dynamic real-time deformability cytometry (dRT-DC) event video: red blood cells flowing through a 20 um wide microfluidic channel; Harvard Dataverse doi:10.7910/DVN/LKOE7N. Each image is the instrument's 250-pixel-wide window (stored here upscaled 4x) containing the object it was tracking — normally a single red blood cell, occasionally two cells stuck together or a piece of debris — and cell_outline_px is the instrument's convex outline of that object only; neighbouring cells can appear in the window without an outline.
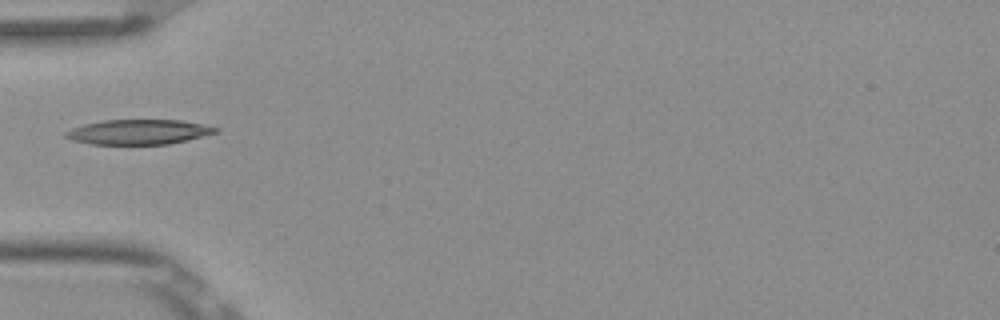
{"species": "Egyptian fruit bat (a non-hibernating species)", "species_latin": "Rousettus aegyptiacus", "temperature_condition": "room temperature", "stored_images_in_passage": 5, "camera_frame_rate_fps": 3000, "um_per_image_px": 0.085, "frame": {"image": 1, "passage_image": 4, "time_ms": 1.0, "image_size_px": [1000, 320], "cell_outline_px": [[220, 132], [188, 140], [168, 144], [88, 144], [72, 140], [64, 136], [64, 132], [72, 128], [84, 124], [104, 120], [180, 120], [204, 124], [220, 128]], "centroid_in_image_um": [11.81, 11.22], "position_along_channel_um": 73.2, "area_um2": 21.91}}
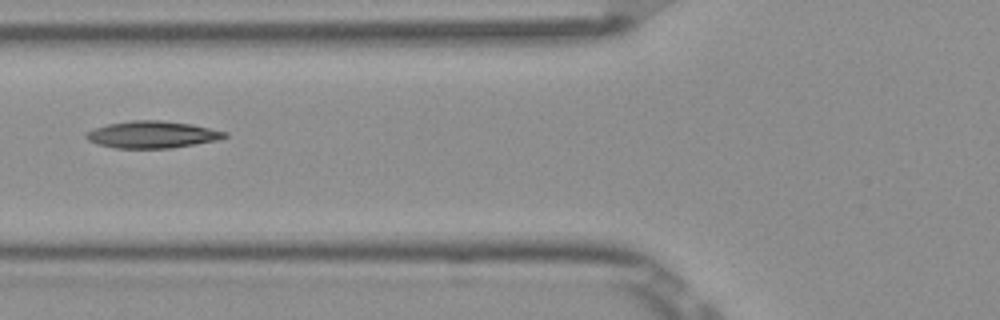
{"frame": {"image": 2, "passage_image": 5, "time_ms": 1.333, "image_size_px": [1000, 320], "cell_outline_px": [[228, 136], [216, 140], [196, 144], [172, 148], [116, 148], [100, 144], [88, 140], [84, 136], [88, 132], [96, 128], [108, 124], [132, 120], [160, 120], [192, 124], [228, 132]], "centroid_in_image_um": [12.98, 11.43], "position_along_channel_um": 112.8, "area_um2": 21.62}}